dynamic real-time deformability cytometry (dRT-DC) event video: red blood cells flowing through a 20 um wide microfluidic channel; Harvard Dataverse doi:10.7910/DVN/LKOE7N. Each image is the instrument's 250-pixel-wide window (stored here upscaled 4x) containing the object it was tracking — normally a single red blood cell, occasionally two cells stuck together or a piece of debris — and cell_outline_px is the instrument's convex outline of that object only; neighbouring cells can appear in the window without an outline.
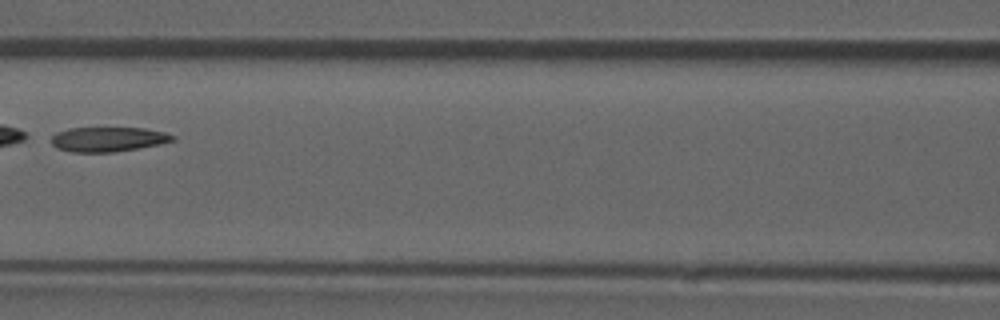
{"species": "common noctule bat (a hibernating species)", "species_latin": "Nyctalus noctula", "temperature_condition": "room temperature", "stored_images_in_passage": 5, "camera_frame_rate_fps": 3000, "um_per_image_px": 0.085, "animal": {"sex": "male", "forearm_length_mm": 52.5}, "frame": {"image": 1, "passage_image": 4, "time_ms": 1.0, "image_size_px": [1000, 320], "cell_outline_px": [[176, 140], [160, 144], [112, 152], [72, 152], [56, 148], [52, 144], [52, 136], [56, 132], [68, 128], [144, 128], [164, 132], [176, 136]], "centroid_in_image_um": [9.18, 11.83], "position_along_channel_um": 157.4, "area_um2": 17.4}}